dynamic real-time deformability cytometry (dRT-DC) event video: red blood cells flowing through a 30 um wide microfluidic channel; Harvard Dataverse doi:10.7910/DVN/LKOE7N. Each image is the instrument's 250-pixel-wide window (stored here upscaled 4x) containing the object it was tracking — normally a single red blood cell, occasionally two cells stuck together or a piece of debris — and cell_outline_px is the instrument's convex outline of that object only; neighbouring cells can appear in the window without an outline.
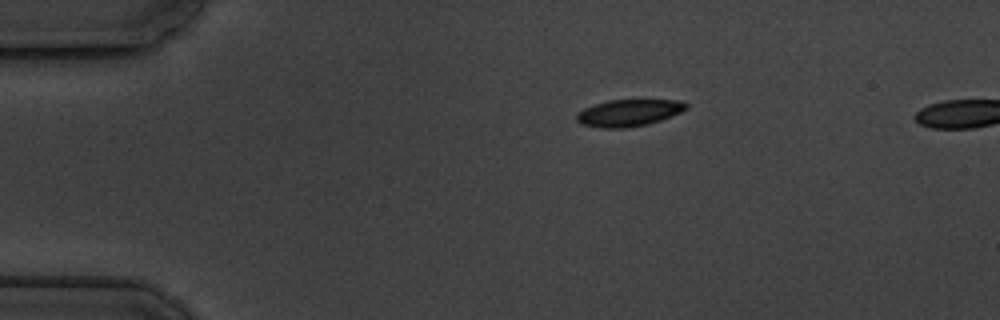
{"species": "common noctule bat (a hibernating species)", "species_latin": "Nyctalus noctula", "temperature_condition": "cold", "stored_images_in_passage": 4, "camera_frame_rate_fps": 3000, "um_per_image_px": 0.085, "animal": {"sex": "male", "body_mass_g": 19.5, "forearm_length_mm": 54.6}, "frame": {"image": 1, "passage_image": 1, "time_ms": 0.0, "image_size_px": [1000, 320], "cell_outline_px": [[688, 108], [672, 116], [648, 124], [624, 128], [600, 128], [580, 124], [576, 120], [576, 112], [584, 108], [608, 100], [680, 100], [688, 104]], "centroid_in_image_um": [53.42, 9.59], "position_along_channel_um": 31.6, "area_um2": 17.22}}